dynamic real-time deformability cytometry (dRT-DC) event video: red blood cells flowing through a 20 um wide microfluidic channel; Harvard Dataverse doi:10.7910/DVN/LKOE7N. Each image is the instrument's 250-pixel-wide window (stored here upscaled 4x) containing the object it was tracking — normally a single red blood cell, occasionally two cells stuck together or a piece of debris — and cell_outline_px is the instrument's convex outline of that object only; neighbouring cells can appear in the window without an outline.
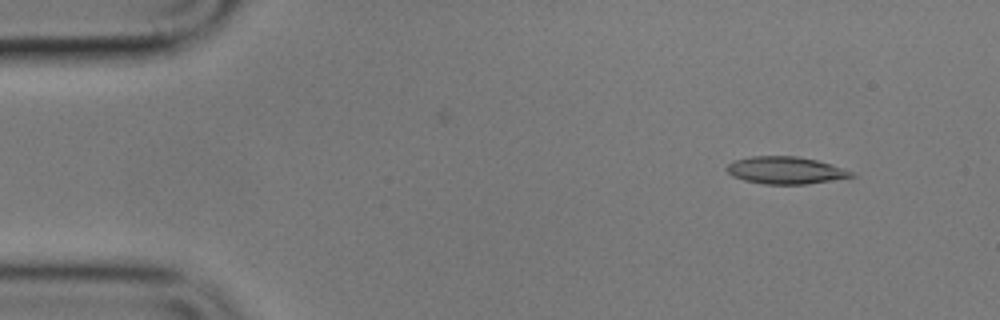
{"species": "common noctule bat (a hibernating species)", "species_latin": "Nyctalus noctula", "temperature_condition": "cold", "stored_images_in_passage": 2, "camera_frame_rate_fps": 3000, "um_per_image_px": 0.085, "animal": {"sex": "male", "body_mass_g": 17.9}, "frame": {"image": 1, "passage_image": 2, "time_ms": 2.0, "image_size_px": [1000, 320], "cell_outline_px": [[856, 176], [804, 184], [764, 184], [744, 180], [732, 176], [724, 168], [732, 160], [752, 156], [796, 156], [816, 160], [832, 164], [856, 172]], "centroid_in_image_um": [66.76, 14.47], "position_along_channel_um": 18.2, "area_um2": 19.88}}